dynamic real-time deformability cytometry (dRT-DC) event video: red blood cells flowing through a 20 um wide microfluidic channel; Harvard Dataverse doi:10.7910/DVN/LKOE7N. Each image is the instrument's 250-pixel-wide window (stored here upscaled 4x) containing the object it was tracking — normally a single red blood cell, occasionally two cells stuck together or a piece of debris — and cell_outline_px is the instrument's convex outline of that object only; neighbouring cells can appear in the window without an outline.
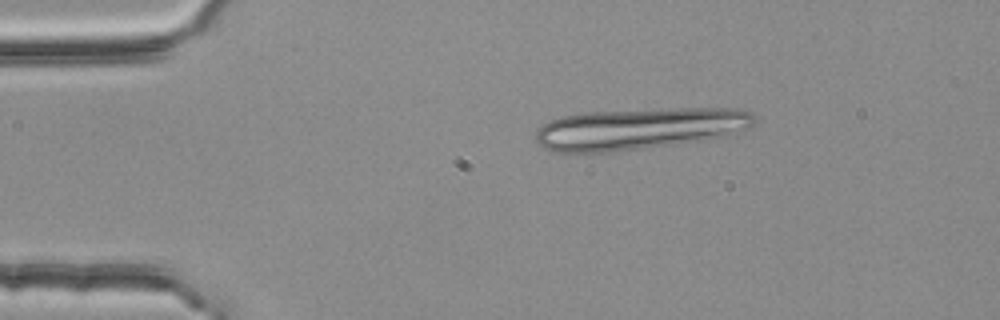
{"species": "common noctule bat (a hibernating species)", "species_latin": "Nyctalus noctula", "temperature_condition": "room temperature", "stored_images_in_passage": 5, "camera_frame_rate_fps": 3000, "um_per_image_px": 0.085, "animal": {"sex": "female", "body_mass_g": 25.1}, "frame": {"image": 1, "passage_image": 5, "time_ms": 1.333, "image_size_px": [1000, 320], "cell_outline_px": [[756, 120], [748, 128], [724, 136], [700, 140], [612, 152], [552, 152], [544, 148], [536, 140], [536, 132], [544, 124], [552, 120], [564, 116], [584, 112], [668, 108], [744, 108], [752, 112]], "centroid_in_image_um": [54.37, 10.92], "position_along_channel_um": 30.6, "area_um2": 52.77}}